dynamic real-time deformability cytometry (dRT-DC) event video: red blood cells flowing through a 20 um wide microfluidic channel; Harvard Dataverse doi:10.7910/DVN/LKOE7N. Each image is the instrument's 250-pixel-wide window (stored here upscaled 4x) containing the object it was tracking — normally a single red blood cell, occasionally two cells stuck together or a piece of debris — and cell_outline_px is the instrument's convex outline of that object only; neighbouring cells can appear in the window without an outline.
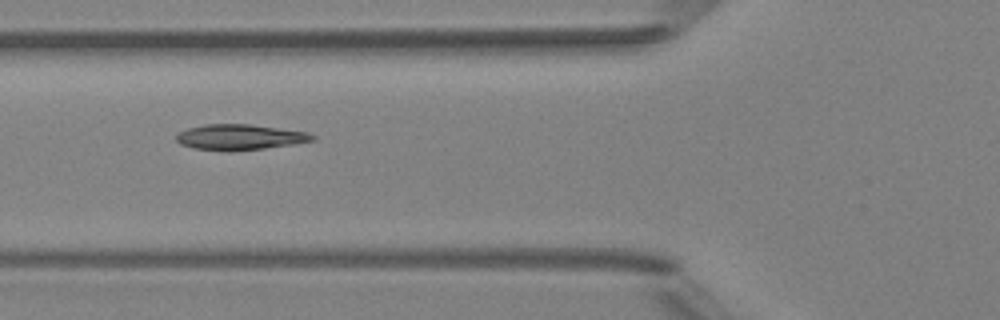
{"species": "Egyptian fruit bat (a non-hibernating species)", "species_latin": "Rousettus aegyptiacus", "temperature_condition": "room temperature", "stored_images_in_passage": 8, "camera_frame_rate_fps": 3000, "um_per_image_px": 0.085, "animal": {"sex": "female"}, "frame": {"image": 1, "passage_image": 6, "time_ms": 5.333, "image_size_px": [1000, 320], "cell_outline_px": [[316, 140], [296, 144], [232, 152], [228, 152], [192, 148], [180, 144], [176, 140], [176, 136], [180, 132], [188, 128], [204, 124], [248, 124], [308, 132], [316, 136]], "centroid_in_image_um": [20.39, 11.67], "position_along_channel_um": 105.4, "area_um2": 20.52}}
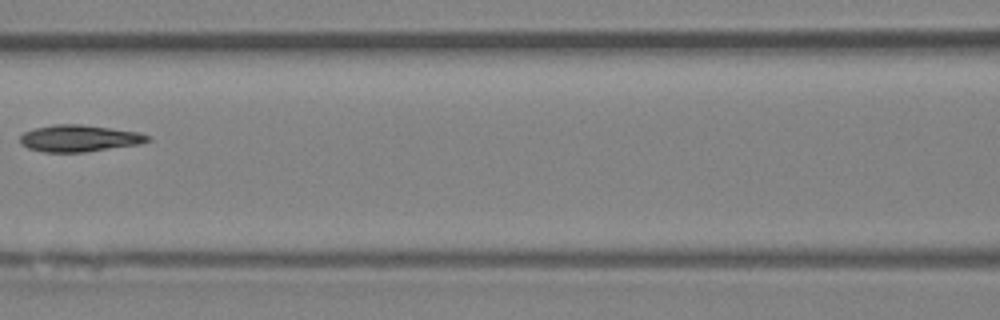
{"frame": {"image": 2, "passage_image": 7, "time_ms": 6.667, "image_size_px": [1000, 320], "cell_outline_px": [[152, 140], [144, 144], [84, 152], [44, 152], [28, 148], [20, 144], [20, 136], [24, 132], [36, 128], [52, 124], [80, 124], [140, 132], [152, 136]], "centroid_in_image_um": [6.8, 11.76], "position_along_channel_um": 159.8, "area_um2": 20.17}}
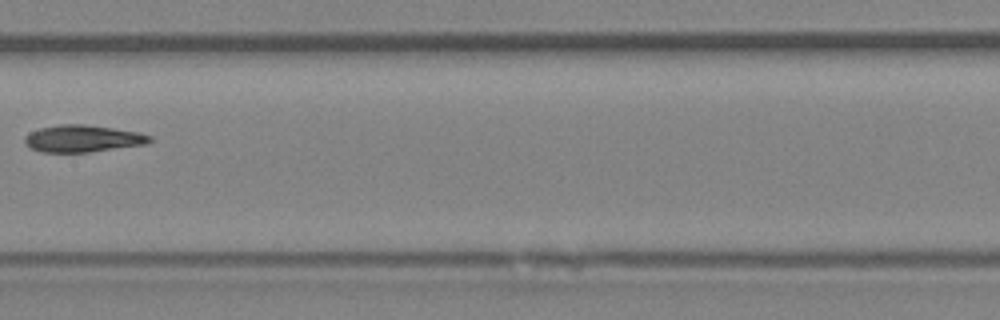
{"frame": {"image": 3, "passage_image": 8, "time_ms": 7.667, "image_size_px": [1000, 320], "cell_outline_px": [[152, 140], [148, 144], [88, 152], [40, 152], [24, 144], [24, 136], [40, 128], [60, 124], [84, 124], [140, 132], [152, 136]], "centroid_in_image_um": [7.05, 11.78], "position_along_channel_um": 200.4, "area_um2": 19.71}}